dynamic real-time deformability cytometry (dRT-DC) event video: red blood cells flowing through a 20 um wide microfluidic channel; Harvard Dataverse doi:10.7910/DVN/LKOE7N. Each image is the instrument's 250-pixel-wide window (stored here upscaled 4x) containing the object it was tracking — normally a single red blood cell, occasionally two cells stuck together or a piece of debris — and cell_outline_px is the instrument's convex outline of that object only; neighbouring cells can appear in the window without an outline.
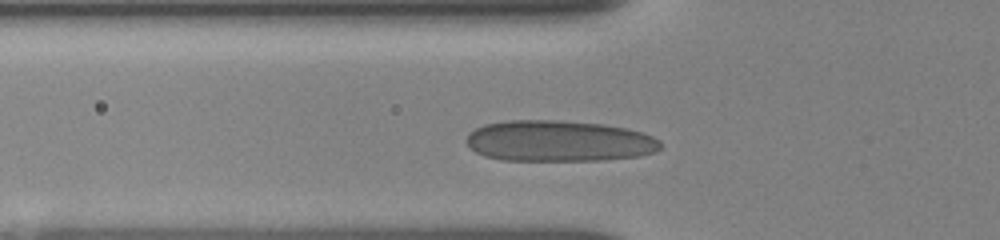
{"species": "human", "species_latin": "Homo sapiens", "temperature_condition": "room temperature", "stored_images_in_passage": 36, "camera_frame_rate_fps": 3000, "um_per_image_px": 0.085, "donor": {"sex": "female"}, "frame": {"image": 1, "passage_image": 4, "time_ms": 1.0, "image_size_px": [1000, 240], "cell_outline_px": [[660, 148], [656, 152], [640, 156], [600, 160], [504, 160], [484, 156], [476, 152], [464, 140], [468, 132], [484, 124], [504, 120], [556, 120], [604, 124], [628, 128], [652, 136], [660, 140]], "centroid_in_image_um": [47.49, 11.98], "position_along_channel_um": 78.3, "area_um2": 46.7}}
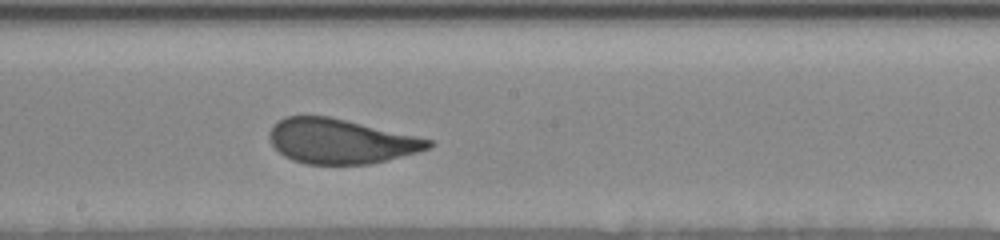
{"frame": {"image": 2, "passage_image": 18, "time_ms": 4.667, "image_size_px": [1000, 240], "cell_outline_px": [[432, 144], [428, 148], [416, 152], [368, 164], [308, 164], [292, 160], [284, 156], [272, 144], [268, 136], [268, 132], [272, 124], [284, 116], [328, 116], [432, 140]], "centroid_in_image_um": [28.86, 12.0], "position_along_channel_um": 219.3, "area_um2": 40.86}}
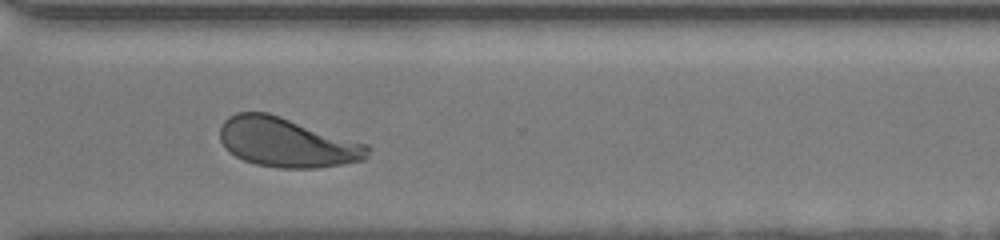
{"frame": {"image": 3, "passage_image": 35, "time_ms": 8.0, "image_size_px": [1000, 240], "cell_outline_px": [[372, 148], [368, 156], [364, 160], [316, 168], [280, 168], [256, 164], [244, 160], [236, 156], [220, 140], [220, 128], [224, 120], [228, 116], [236, 112], [268, 112], [368, 144]], "centroid_in_image_um": [24.41, 12.1], "position_along_channel_um": 346.2, "area_um2": 42.43}}